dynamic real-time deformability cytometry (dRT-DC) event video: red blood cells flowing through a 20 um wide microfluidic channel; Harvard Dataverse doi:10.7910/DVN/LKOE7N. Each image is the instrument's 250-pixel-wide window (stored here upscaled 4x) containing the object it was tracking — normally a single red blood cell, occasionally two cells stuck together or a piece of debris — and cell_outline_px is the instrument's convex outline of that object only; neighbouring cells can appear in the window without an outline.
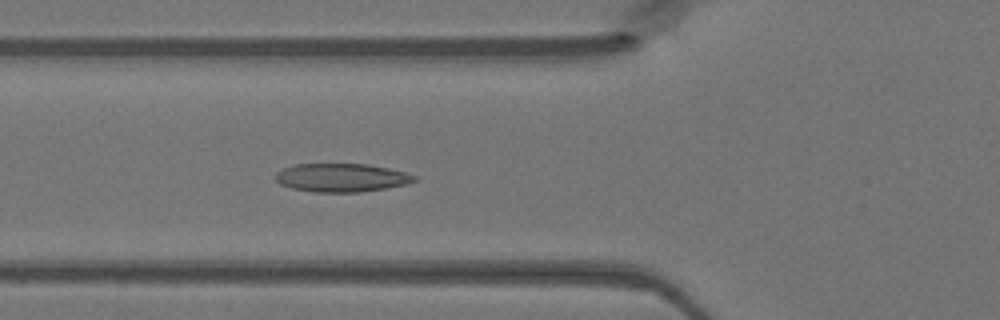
{"species": "Egyptian fruit bat (a non-hibernating species)", "species_latin": "Rousettus aegyptiacus", "temperature_condition": "warm", "stored_images_in_passage": 47, "camera_frame_rate_fps": 3000, "um_per_image_px": 0.085, "animal": {"sex": "female"}, "frame": {"image": 1, "passage_image": 16, "time_ms": 5.0, "image_size_px": [1000, 320], "cell_outline_px": [[420, 180], [408, 184], [360, 192], [312, 192], [292, 188], [280, 184], [276, 180], [276, 172], [284, 168], [296, 164], [368, 164], [388, 168], [404, 172], [416, 176]], "centroid_in_image_um": [29.05, 15.1], "position_along_channel_um": 96.7, "area_um2": 23.0}}
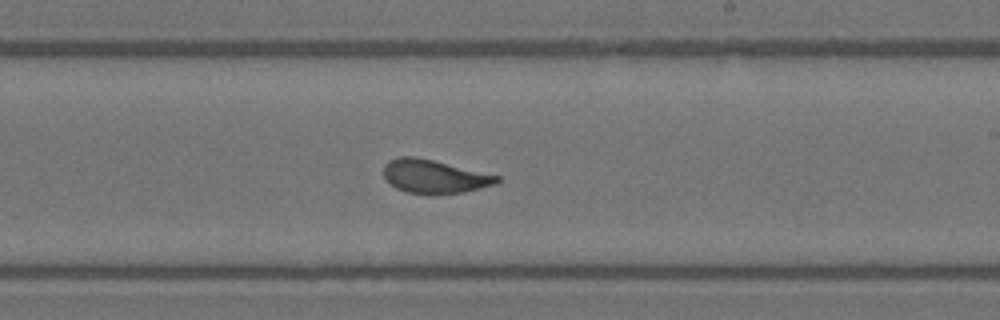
{"frame": {"image": 2, "passage_image": 27, "time_ms": 8.667, "image_size_px": [1000, 320], "cell_outline_px": [[500, 180], [496, 184], [464, 192], [428, 196], [408, 192], [396, 188], [384, 176], [384, 164], [388, 160], [400, 156], [412, 156], [432, 160], [500, 176]], "centroid_in_image_um": [36.91, 15.02], "position_along_channel_um": 252.1, "area_um2": 22.2}}
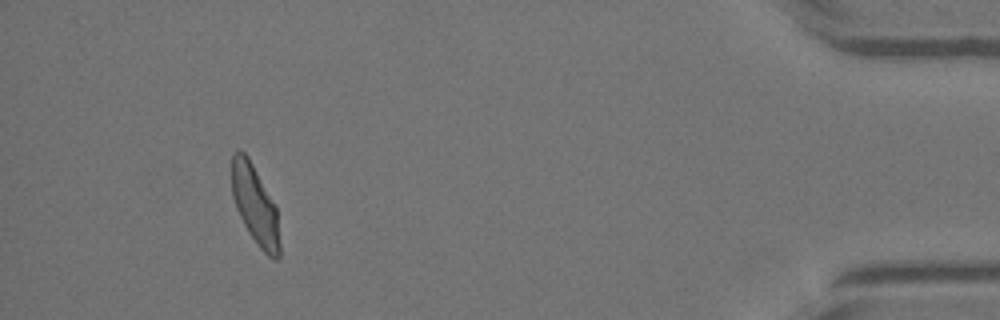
{"frame": {"image": 3, "passage_image": 43, "time_ms": 14.0, "image_size_px": [1000, 320], "cell_outline_px": [[280, 256], [276, 260], [272, 260], [256, 244], [248, 232], [236, 208], [232, 196], [232, 152], [240, 148], [248, 156], [276, 204], [280, 244]], "centroid_in_image_um": [21.69, 17.42], "position_along_channel_um": 413.5, "area_um2": 22.43}}